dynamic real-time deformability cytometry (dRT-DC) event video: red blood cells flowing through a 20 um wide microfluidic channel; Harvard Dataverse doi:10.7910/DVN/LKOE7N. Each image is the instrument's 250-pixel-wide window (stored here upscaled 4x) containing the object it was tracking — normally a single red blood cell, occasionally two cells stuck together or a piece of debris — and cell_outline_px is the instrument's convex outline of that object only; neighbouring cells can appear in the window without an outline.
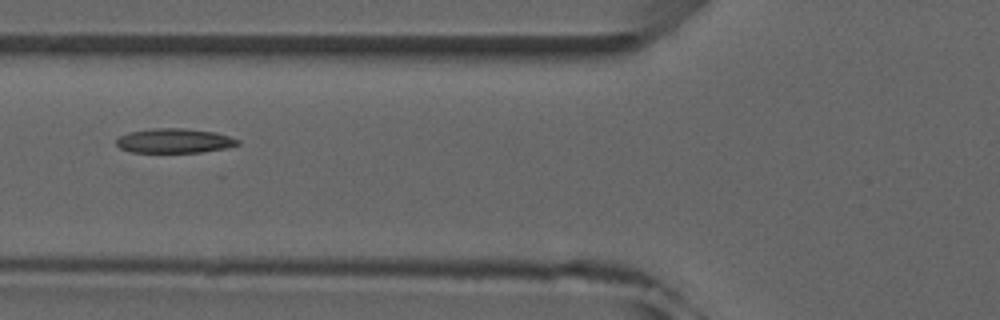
{"species": "common noctule bat (a hibernating species)", "species_latin": "Nyctalus noctula", "temperature_condition": "room temperature", "stored_images_in_passage": 5, "camera_frame_rate_fps": 3000, "um_per_image_px": 0.085, "animal": {"sex": "male", "forearm_length_mm": 52.5}, "frame": {"image": 1, "passage_image": 5, "time_ms": 4.333, "image_size_px": [1000, 320], "cell_outline_px": [[240, 144], [224, 148], [200, 152], [132, 152], [120, 148], [116, 144], [116, 140], [120, 136], [128, 132], [156, 128], [184, 128], [212, 132], [228, 136], [240, 140]], "centroid_in_image_um": [14.8, 11.96], "position_along_channel_um": 111.0, "area_um2": 17.11}}